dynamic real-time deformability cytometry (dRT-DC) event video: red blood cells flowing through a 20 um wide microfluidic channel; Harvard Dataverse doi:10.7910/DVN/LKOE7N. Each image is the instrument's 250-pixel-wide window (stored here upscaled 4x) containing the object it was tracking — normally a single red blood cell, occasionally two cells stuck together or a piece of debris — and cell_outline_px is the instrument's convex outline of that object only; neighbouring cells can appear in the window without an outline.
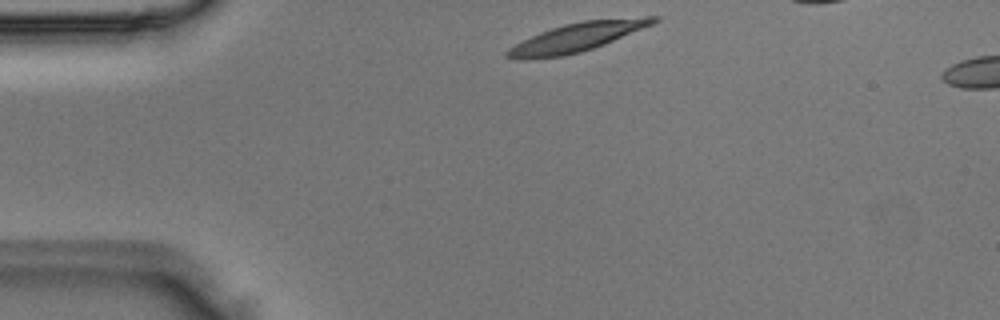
{"species": "Egyptian fruit bat (a non-hibernating species)", "species_latin": "Rousettus aegyptiacus", "temperature_condition": "room temperature", "stored_images_in_passage": 2, "camera_frame_rate_fps": 3000, "um_per_image_px": 0.085, "animal": {"sex": "male"}, "frame": {"image": 1, "passage_image": 1, "time_ms": 0.0, "image_size_px": [1000, 320], "cell_outline_px": [[660, 20], [652, 24], [604, 44], [580, 52], [564, 56], [528, 60], [524, 60], [504, 56], [504, 52], [508, 48], [540, 32], [564, 24], [584, 20], [644, 16], [660, 16]], "centroid_in_image_um": [49.03, 3.16], "position_along_channel_um": 36.0, "area_um2": 24.45}}